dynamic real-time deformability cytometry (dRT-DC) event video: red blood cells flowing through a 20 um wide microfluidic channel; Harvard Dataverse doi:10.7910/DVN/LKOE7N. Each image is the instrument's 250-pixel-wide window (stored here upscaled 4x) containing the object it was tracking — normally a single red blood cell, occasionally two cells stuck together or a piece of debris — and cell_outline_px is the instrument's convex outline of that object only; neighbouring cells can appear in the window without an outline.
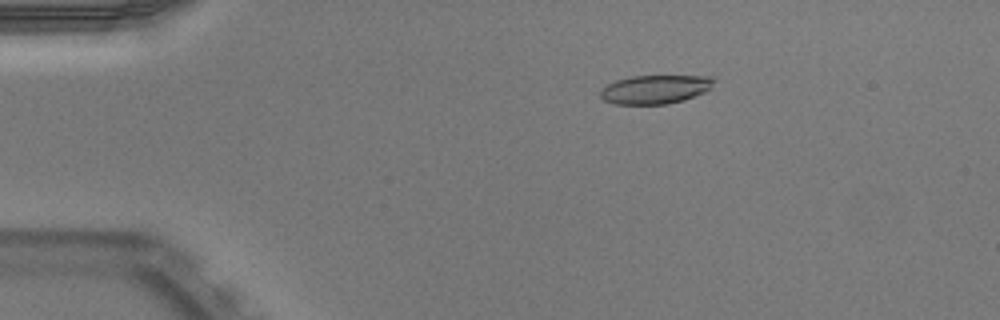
{"species": "Egyptian fruit bat (a non-hibernating species)", "species_latin": "Rousettus aegyptiacus", "temperature_condition": "warm", "stored_images_in_passage": 52, "camera_frame_rate_fps": 3000, "um_per_image_px": 0.085, "animal": {"sex": "male"}, "frame": {"image": 1, "passage_image": 10, "time_ms": 3.0, "image_size_px": [1000, 320], "cell_outline_px": [[716, 80], [712, 88], [704, 92], [684, 100], [668, 104], [616, 104], [604, 100], [600, 96], [600, 88], [616, 80], [632, 76], [712, 76]], "centroid_in_image_um": [55.71, 7.59], "position_along_channel_um": 29.3, "area_um2": 19.13}}
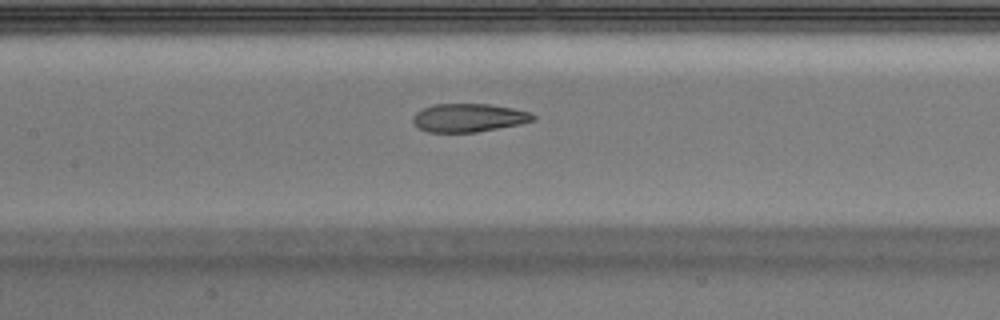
{"frame": {"image": 2, "passage_image": 25, "time_ms": 8.0, "image_size_px": [1000, 320], "cell_outline_px": [[536, 120], [520, 124], [476, 132], [428, 132], [416, 128], [412, 120], [412, 116], [416, 112], [432, 104], [488, 104], [512, 108], [532, 112], [536, 116]], "centroid_in_image_um": [39.83, 10.01], "position_along_channel_um": 167.6, "area_um2": 20.0}}
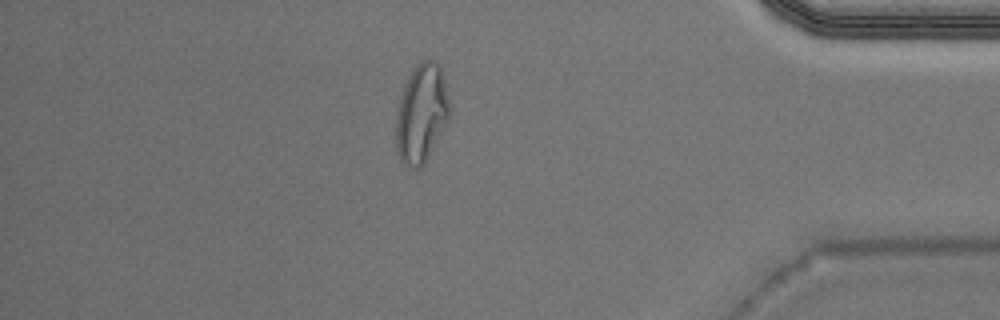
{"frame": {"image": 3, "passage_image": 45, "time_ms": 14.667, "image_size_px": [1000, 320], "cell_outline_px": [[452, 112], [448, 120], [424, 164], [420, 168], [412, 168], [404, 164], [400, 160], [396, 148], [396, 116], [400, 100], [404, 88], [416, 64], [424, 60], [432, 60], [440, 64]], "centroid_in_image_um": [35.84, 9.66], "position_along_channel_um": 399.4, "area_um2": 30.52}, "authors_computed_cell_mechanics": {"area_um2": 20.9236, "velocity_mm_per_s": 3.9698, "shape_relaxation_time_tau1_ms": null, "shape_relaxation_time_tau2_ms": 1.6556, "deformation_change_tau1": null, "deformation_change_tau2": 0.0932}}